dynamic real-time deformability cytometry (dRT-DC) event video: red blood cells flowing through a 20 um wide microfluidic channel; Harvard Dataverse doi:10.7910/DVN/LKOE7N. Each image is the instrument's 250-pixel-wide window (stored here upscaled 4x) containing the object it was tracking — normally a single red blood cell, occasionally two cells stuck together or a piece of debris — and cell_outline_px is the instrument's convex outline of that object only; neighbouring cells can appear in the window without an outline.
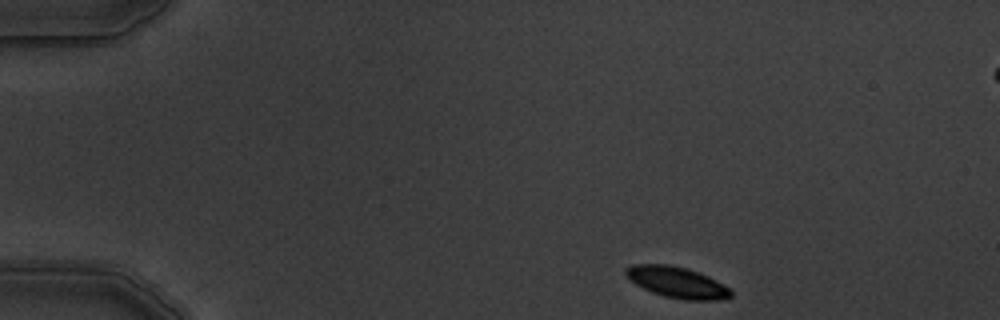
{"species": "common noctule bat (a hibernating species)", "species_latin": "Nyctalus noctula", "temperature_condition": "warm", "stored_images_in_passage": 6, "camera_frame_rate_fps": 3000, "um_per_image_px": 0.085, "animal": {"sex": "male", "body_mass_g": 19.5, "forearm_length_mm": 54.6}, "frame": {"image": 1, "passage_image": 1, "time_ms": 0.0, "image_size_px": [1000, 320], "cell_outline_px": [[732, 296], [724, 300], [684, 300], [664, 296], [652, 292], [636, 284], [624, 272], [624, 268], [632, 264], [668, 264], [688, 268], [708, 276], [716, 280], [728, 288], [732, 292]], "centroid_in_image_um": [57.56, 23.99], "position_along_channel_um": 27.4, "area_um2": 19.02}}
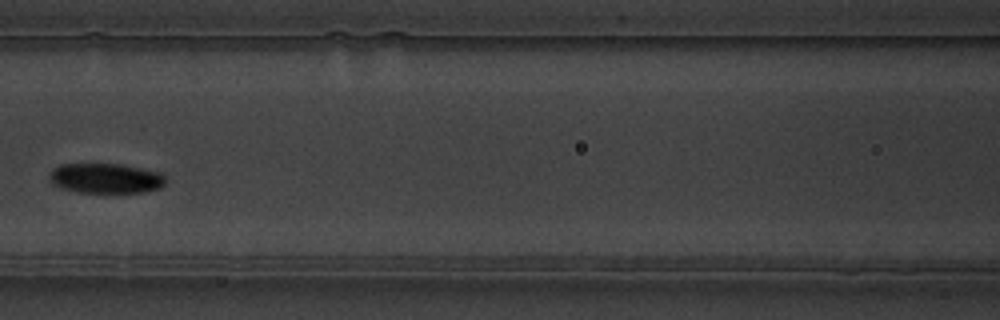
{"frame": {"image": 2, "passage_image": 6, "time_ms": 5.667, "image_size_px": [1000, 320], "cell_outline_px": [[164, 184], [160, 188], [140, 192], [80, 192], [64, 188], [52, 184], [52, 168], [60, 164], [120, 164], [160, 172], [164, 176]], "centroid_in_image_um": [9.0, 15.14], "position_along_channel_um": 157.6, "area_um2": 19.88}}